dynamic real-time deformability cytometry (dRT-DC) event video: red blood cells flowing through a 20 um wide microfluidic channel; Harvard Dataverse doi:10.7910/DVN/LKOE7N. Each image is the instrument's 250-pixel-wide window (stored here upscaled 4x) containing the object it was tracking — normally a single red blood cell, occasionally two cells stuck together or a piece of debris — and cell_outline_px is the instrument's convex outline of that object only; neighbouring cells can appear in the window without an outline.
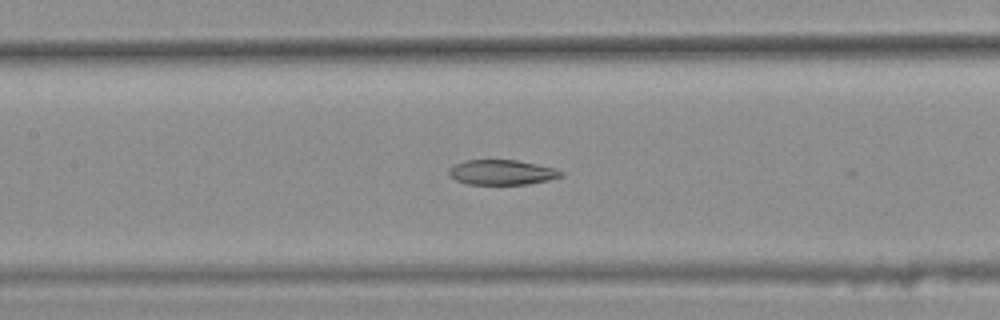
{"species": "common noctule bat (a hibernating species)", "species_latin": "Nyctalus noctula", "temperature_condition": "warm", "stored_images_in_passage": 25, "segment_of_instrument_passage": [2, 2], "camera_frame_rate_fps": 3000, "um_per_image_px": 0.085, "animal": {"sex": "female", "body_mass_g": 25.1}, "frame": {"image": 1, "passage_image": 24, "time_ms": 7.667, "image_size_px": [1000, 320], "cell_outline_px": [[564, 176], [548, 180], [528, 184], [468, 184], [456, 180], [448, 172], [448, 168], [456, 164], [468, 160], [516, 160], [556, 168], [564, 172]], "centroid_in_image_um": [42.7, 14.65], "position_along_channel_um": 164.7, "area_um2": 16.24}}